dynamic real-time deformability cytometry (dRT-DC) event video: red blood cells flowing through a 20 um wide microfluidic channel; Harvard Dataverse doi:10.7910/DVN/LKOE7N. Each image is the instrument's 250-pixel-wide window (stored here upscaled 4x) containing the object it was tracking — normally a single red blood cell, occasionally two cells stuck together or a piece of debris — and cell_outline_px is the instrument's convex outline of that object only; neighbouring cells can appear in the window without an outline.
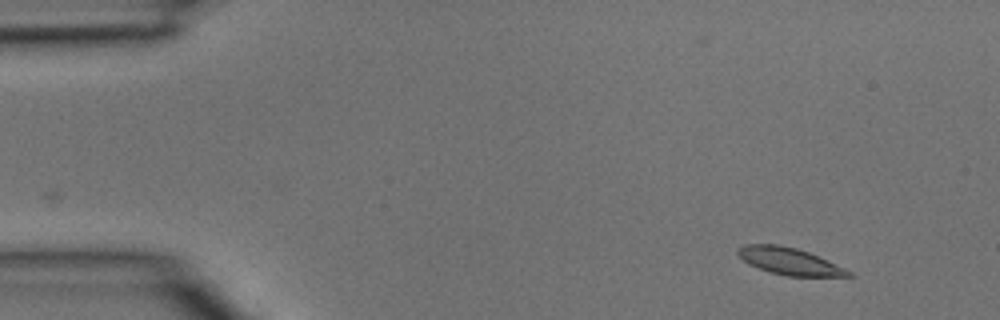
{"species": "common noctule bat (a hibernating species)", "species_latin": "Nyctalus noctula", "temperature_condition": "room temperature", "stored_images_in_passage": 4, "camera_frame_rate_fps": 3000, "um_per_image_px": 0.085, "animal": {"sex": "male", "body_mass_g": 15.6}, "frame": {"image": 1, "passage_image": 2, "time_ms": 0.333, "image_size_px": [1000, 320], "cell_outline_px": [[856, 276], [788, 276], [772, 272], [748, 264], [736, 252], [736, 248], [744, 244], [780, 244], [796, 248], [808, 252], [844, 268], [852, 272]], "centroid_in_image_um": [67.07, 22.19], "position_along_channel_um": 17.9, "area_um2": 17.17}}